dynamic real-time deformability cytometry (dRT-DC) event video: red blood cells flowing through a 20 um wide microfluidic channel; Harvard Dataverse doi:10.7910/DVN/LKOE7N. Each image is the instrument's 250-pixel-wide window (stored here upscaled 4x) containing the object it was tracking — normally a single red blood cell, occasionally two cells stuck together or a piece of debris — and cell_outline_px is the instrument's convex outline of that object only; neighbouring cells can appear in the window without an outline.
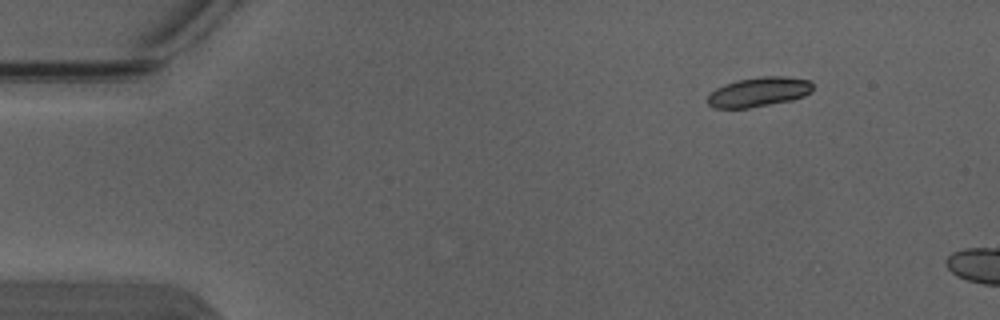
{"species": "Egyptian fruit bat (a non-hibernating species)", "species_latin": "Rousettus aegyptiacus", "temperature_condition": "warm", "stored_images_in_passage": 3, "camera_frame_rate_fps": 3000, "um_per_image_px": 0.085, "animal": {"sex": "male"}, "frame": {"image": 1, "passage_image": 1, "time_ms": 0.0, "image_size_px": [1000, 320], "cell_outline_px": [[812, 92], [804, 96], [792, 100], [748, 108], [712, 108], [708, 104], [708, 96], [716, 88], [724, 84], [736, 80], [760, 76], [784, 76], [812, 80]], "centroid_in_image_um": [64.51, 7.8], "position_along_channel_um": 20.5, "area_um2": 18.26}}